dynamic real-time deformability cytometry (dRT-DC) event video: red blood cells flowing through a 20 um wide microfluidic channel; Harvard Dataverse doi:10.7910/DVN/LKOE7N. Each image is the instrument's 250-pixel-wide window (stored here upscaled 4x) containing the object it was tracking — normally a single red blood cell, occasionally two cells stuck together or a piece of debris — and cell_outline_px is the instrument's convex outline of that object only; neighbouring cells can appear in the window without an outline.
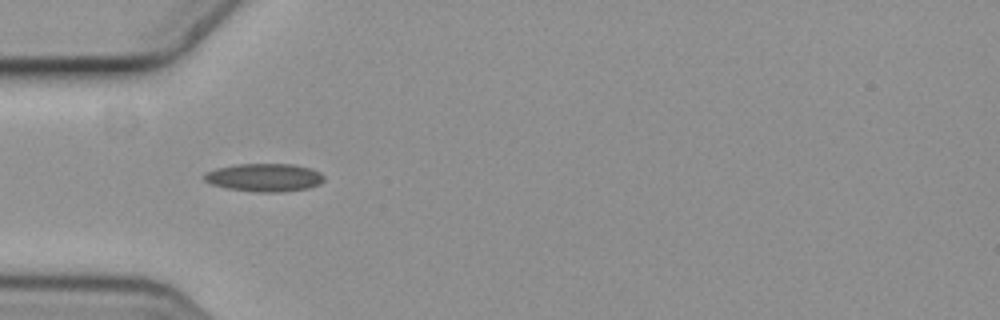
{"species": "common noctule bat (a hibernating species)", "species_latin": "Nyctalus noctula", "temperature_condition": "cold", "stored_images_in_passage": 5, "camera_frame_rate_fps": 3000, "um_per_image_px": 0.085, "animal": {"sex": "female", "body_mass_g": 19.3, "forearm_length_mm": 54.1}, "frame": {"image": 1, "passage_image": 1, "time_ms": 0.0, "image_size_px": [1000, 320], "cell_outline_px": [[324, 180], [320, 184], [308, 188], [280, 192], [256, 192], [228, 188], [212, 184], [204, 180], [204, 176], [208, 172], [216, 168], [236, 164], [292, 164], [312, 168], [320, 172], [324, 176]], "centroid_in_image_um": [22.52, 15.08], "position_along_channel_um": 62.5, "area_um2": 19.54}}
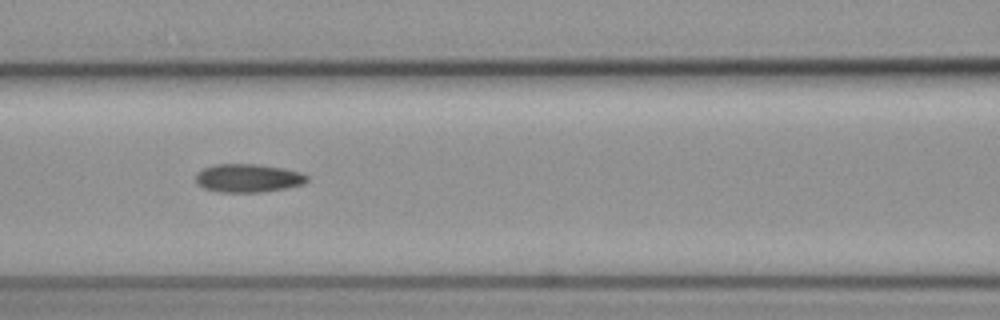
{"frame": {"image": 2, "passage_image": 3, "time_ms": 0.667, "image_size_px": [1000, 320], "cell_outline_px": [[308, 180], [304, 184], [284, 188], [260, 192], [216, 192], [204, 188], [196, 184], [196, 172], [204, 168], [216, 164], [256, 164], [284, 168], [300, 172], [308, 176]], "centroid_in_image_um": [21.06, 15.14], "position_along_channel_um": 145.5, "area_um2": 18.44}}
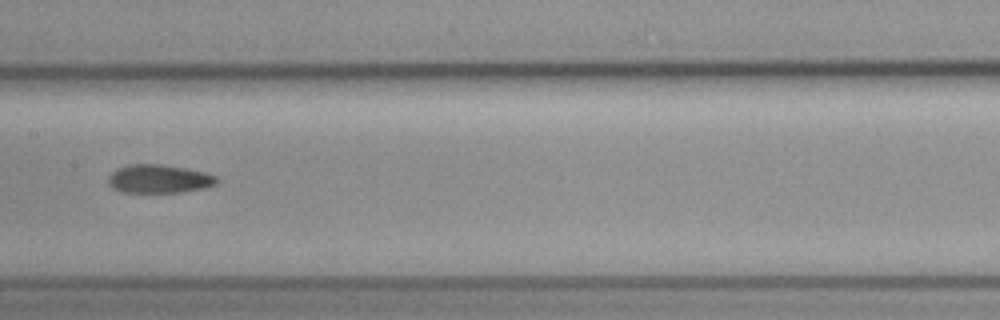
{"frame": {"image": 3, "passage_image": 4, "time_ms": 1.0, "image_size_px": [1000, 320], "cell_outline_px": [[220, 180], [216, 184], [204, 188], [180, 192], [124, 192], [112, 188], [108, 184], [108, 176], [116, 168], [128, 164], [160, 164], [184, 168], [204, 172], [216, 176]], "centroid_in_image_um": [13.49, 15.2], "position_along_channel_um": 193.9, "area_um2": 18.03}}